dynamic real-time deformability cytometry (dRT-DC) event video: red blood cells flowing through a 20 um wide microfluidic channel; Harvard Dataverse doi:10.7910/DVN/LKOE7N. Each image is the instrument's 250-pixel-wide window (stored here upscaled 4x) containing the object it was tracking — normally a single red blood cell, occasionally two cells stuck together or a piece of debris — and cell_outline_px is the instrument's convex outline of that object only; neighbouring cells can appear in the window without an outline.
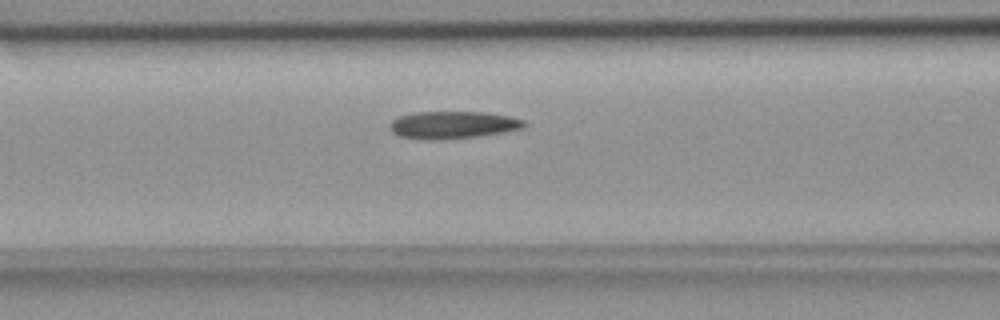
{"species": "common noctule bat (a hibernating species)", "species_latin": "Nyctalus noctula", "temperature_condition": "room temperature", "stored_images_in_passage": 40, "camera_frame_rate_fps": 3000, "um_per_image_px": 0.085, "animal": {"sex": "female", "body_mass_g": 18.4}, "frame": {"image": 1, "passage_image": 8, "time_ms": 2.333, "image_size_px": [1000, 320], "cell_outline_px": [[520, 124], [504, 128], [480, 132], [448, 136], [424, 136], [400, 132], [396, 128], [396, 124], [404, 120], [420, 116], [492, 116], [512, 120]], "centroid_in_image_um": [38.43, 10.64], "position_along_channel_um": 128.2, "area_um2": 13.53}}
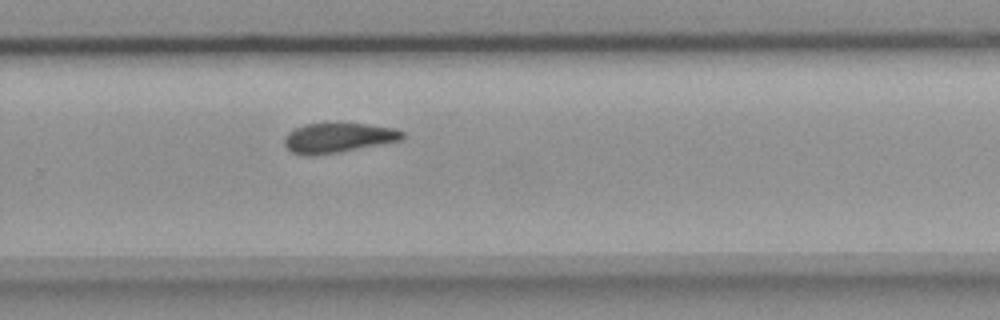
{"frame": {"image": 2, "passage_image": 22, "time_ms": 7.0, "image_size_px": [1000, 320], "cell_outline_px": [[400, 136], [384, 140], [340, 148], [312, 152], [304, 152], [292, 148], [288, 144], [288, 140], [292, 136], [308, 128], [368, 128], [396, 132]], "centroid_in_image_um": [28.6, 11.75], "position_along_channel_um": 301.2, "area_um2": 13.18}}
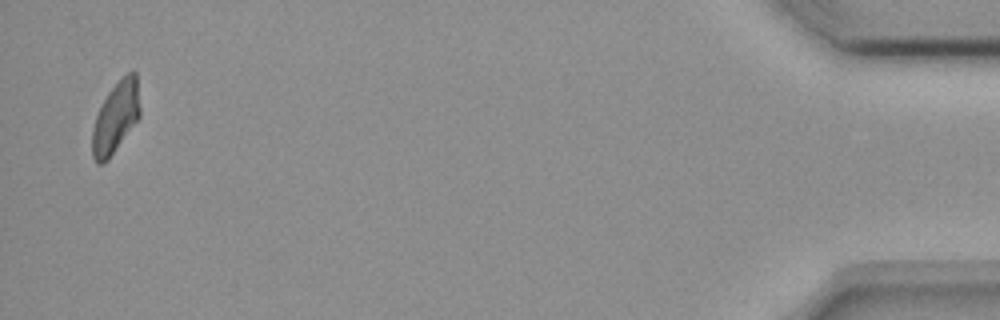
{"frame": {"image": 3, "passage_image": 39, "time_ms": 12.667, "image_size_px": [1000, 320], "cell_outline_px": [[136, 116], [108, 156], [104, 160], [96, 160], [96, 124], [100, 112], [104, 104], [132, 76], [136, 80]], "centroid_in_image_um": [9.82, 10.09], "position_along_channel_um": 425.4, "area_um2": 14.33}}